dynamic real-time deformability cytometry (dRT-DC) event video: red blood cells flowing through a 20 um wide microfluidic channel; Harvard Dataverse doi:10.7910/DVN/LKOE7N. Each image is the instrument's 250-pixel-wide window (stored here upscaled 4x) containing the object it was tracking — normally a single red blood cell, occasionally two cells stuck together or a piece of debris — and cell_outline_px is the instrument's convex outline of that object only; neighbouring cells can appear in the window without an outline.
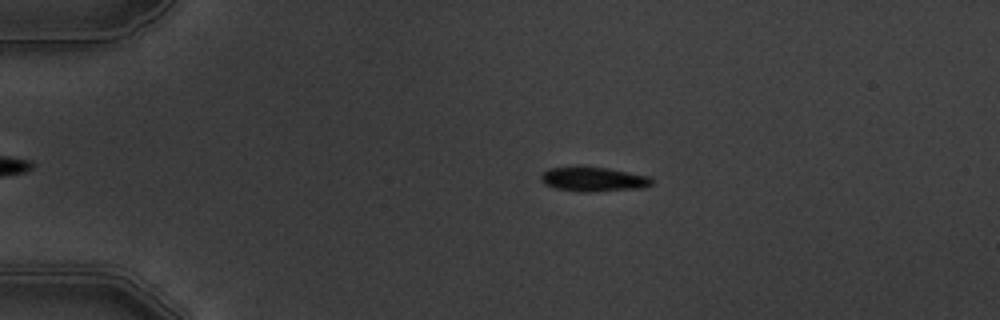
{"species": "common noctule bat (a hibernating species)", "species_latin": "Nyctalus noctula", "temperature_condition": "warm", "stored_images_in_passage": 4, "camera_frame_rate_fps": 3000, "um_per_image_px": 0.085, "animal": {"sex": "male", "body_mass_g": 19.5, "forearm_length_mm": 54.6}, "frame": {"image": 1, "passage_image": 2, "time_ms": 1.0, "image_size_px": [1000, 320], "cell_outline_px": [[656, 180], [652, 184], [644, 188], [588, 192], [584, 192], [556, 188], [544, 184], [540, 180], [540, 176], [548, 168], [608, 168], [652, 176]], "centroid_in_image_um": [50.53, 15.25], "position_along_channel_um": 34.5, "area_um2": 15.66}}
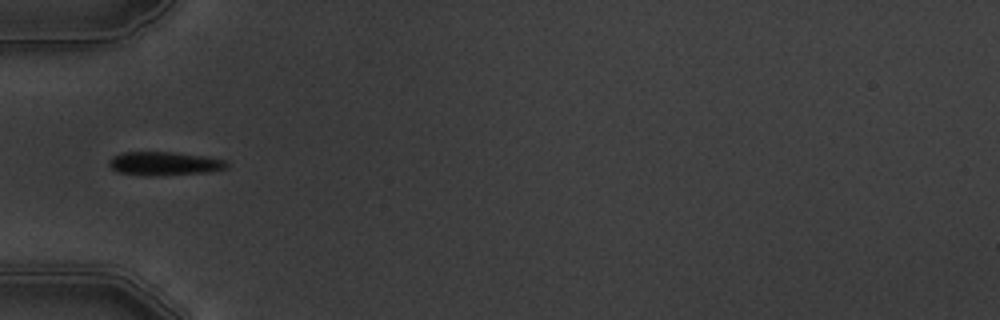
{"frame": {"image": 2, "passage_image": 4, "time_ms": 3.333, "image_size_px": [1000, 320], "cell_outline_px": [[228, 168], [208, 172], [156, 176], [144, 176], [116, 172], [108, 164], [108, 160], [112, 156], [124, 152], [172, 152], [204, 156], [228, 160]], "centroid_in_image_um": [13.96, 13.91], "position_along_channel_um": 71.0, "area_um2": 16.47}}